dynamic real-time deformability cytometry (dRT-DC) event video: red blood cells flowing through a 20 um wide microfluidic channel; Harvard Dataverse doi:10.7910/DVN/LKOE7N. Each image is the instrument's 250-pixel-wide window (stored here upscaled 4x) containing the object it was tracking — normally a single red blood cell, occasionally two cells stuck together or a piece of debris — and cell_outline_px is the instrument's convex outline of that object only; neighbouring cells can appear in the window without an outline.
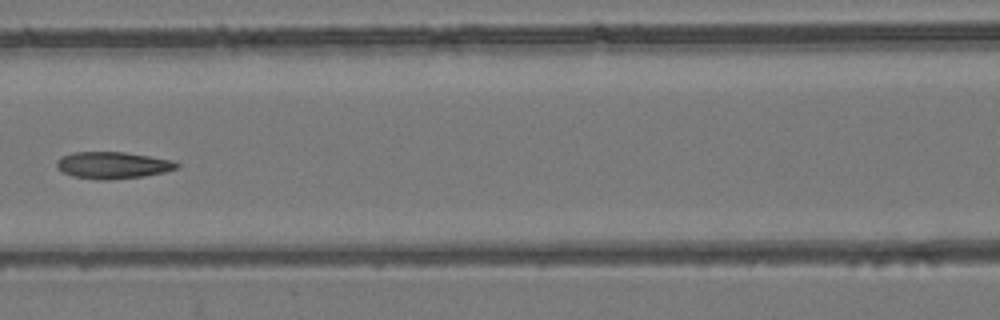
{"species": "common noctule bat (a hibernating species)", "species_latin": "Nyctalus noctula", "temperature_condition": "room temperature", "stored_images_in_passage": 7, "camera_frame_rate_fps": 3000, "um_per_image_px": 0.085, "animal": {"sex": "female", "body_mass_g": 24.6, "forearm_length_mm": 56.2}, "frame": {"image": 1, "passage_image": 7, "time_ms": 6.667, "image_size_px": [1000, 320], "cell_outline_px": [[180, 168], [164, 172], [144, 176], [108, 180], [100, 180], [72, 176], [56, 168], [56, 160], [60, 156], [72, 152], [124, 152], [176, 160], [180, 164]], "centroid_in_image_um": [9.61, 14.04], "position_along_channel_um": 157.0, "area_um2": 19.07}}